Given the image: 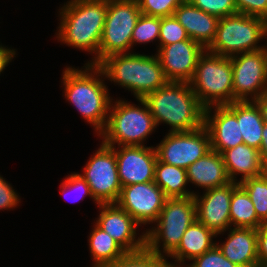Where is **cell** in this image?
I'll return each mask as SVG.
<instances>
[{
  "instance_id": "cell-1",
  "label": "cell",
  "mask_w": 267,
  "mask_h": 267,
  "mask_svg": "<svg viewBox=\"0 0 267 267\" xmlns=\"http://www.w3.org/2000/svg\"><path fill=\"white\" fill-rule=\"evenodd\" d=\"M85 65L84 70L75 67L64 69V95L82 117L94 126L98 135L106 127L112 99L108 87L103 83L104 73L101 68L90 63Z\"/></svg>"
},
{
  "instance_id": "cell-2",
  "label": "cell",
  "mask_w": 267,
  "mask_h": 267,
  "mask_svg": "<svg viewBox=\"0 0 267 267\" xmlns=\"http://www.w3.org/2000/svg\"><path fill=\"white\" fill-rule=\"evenodd\" d=\"M108 0H71L59 9L58 40L94 53L90 64L98 65L99 45L103 34Z\"/></svg>"
},
{
  "instance_id": "cell-3",
  "label": "cell",
  "mask_w": 267,
  "mask_h": 267,
  "mask_svg": "<svg viewBox=\"0 0 267 267\" xmlns=\"http://www.w3.org/2000/svg\"><path fill=\"white\" fill-rule=\"evenodd\" d=\"M146 101L156 127L171 126L169 132H187L204 125L205 108L200 104L189 83L167 82L148 94Z\"/></svg>"
},
{
  "instance_id": "cell-4",
  "label": "cell",
  "mask_w": 267,
  "mask_h": 267,
  "mask_svg": "<svg viewBox=\"0 0 267 267\" xmlns=\"http://www.w3.org/2000/svg\"><path fill=\"white\" fill-rule=\"evenodd\" d=\"M98 66L104 78L133 91L136 99H144L168 82L157 54H115L103 59Z\"/></svg>"
},
{
  "instance_id": "cell-5",
  "label": "cell",
  "mask_w": 267,
  "mask_h": 267,
  "mask_svg": "<svg viewBox=\"0 0 267 267\" xmlns=\"http://www.w3.org/2000/svg\"><path fill=\"white\" fill-rule=\"evenodd\" d=\"M137 100L142 108L120 99L115 104L111 101L106 127L98 135L105 145L144 146L143 141L156 129V124L146 101Z\"/></svg>"
},
{
  "instance_id": "cell-6",
  "label": "cell",
  "mask_w": 267,
  "mask_h": 267,
  "mask_svg": "<svg viewBox=\"0 0 267 267\" xmlns=\"http://www.w3.org/2000/svg\"><path fill=\"white\" fill-rule=\"evenodd\" d=\"M189 85L205 109L232 103L233 71L231 58L205 50L198 58Z\"/></svg>"
},
{
  "instance_id": "cell-7",
  "label": "cell",
  "mask_w": 267,
  "mask_h": 267,
  "mask_svg": "<svg viewBox=\"0 0 267 267\" xmlns=\"http://www.w3.org/2000/svg\"><path fill=\"white\" fill-rule=\"evenodd\" d=\"M195 220L194 196L167 198L158 219L154 222L157 226L145 231L146 247L157 256L169 257L179 246L186 229ZM160 241L163 242V252L160 250Z\"/></svg>"
},
{
  "instance_id": "cell-8",
  "label": "cell",
  "mask_w": 267,
  "mask_h": 267,
  "mask_svg": "<svg viewBox=\"0 0 267 267\" xmlns=\"http://www.w3.org/2000/svg\"><path fill=\"white\" fill-rule=\"evenodd\" d=\"M263 38H267V20L237 13L219 18L214 41L206 50L216 55L231 57L267 47L257 45Z\"/></svg>"
},
{
  "instance_id": "cell-9",
  "label": "cell",
  "mask_w": 267,
  "mask_h": 267,
  "mask_svg": "<svg viewBox=\"0 0 267 267\" xmlns=\"http://www.w3.org/2000/svg\"><path fill=\"white\" fill-rule=\"evenodd\" d=\"M141 14L137 0H108L98 64L111 55L130 53L132 33Z\"/></svg>"
},
{
  "instance_id": "cell-10",
  "label": "cell",
  "mask_w": 267,
  "mask_h": 267,
  "mask_svg": "<svg viewBox=\"0 0 267 267\" xmlns=\"http://www.w3.org/2000/svg\"><path fill=\"white\" fill-rule=\"evenodd\" d=\"M81 175L88 183L97 205L116 203L121 192L115 151L103 142Z\"/></svg>"
},
{
  "instance_id": "cell-11",
  "label": "cell",
  "mask_w": 267,
  "mask_h": 267,
  "mask_svg": "<svg viewBox=\"0 0 267 267\" xmlns=\"http://www.w3.org/2000/svg\"><path fill=\"white\" fill-rule=\"evenodd\" d=\"M230 58L233 71V102L250 99L253 101L267 90V47Z\"/></svg>"
},
{
  "instance_id": "cell-12",
  "label": "cell",
  "mask_w": 267,
  "mask_h": 267,
  "mask_svg": "<svg viewBox=\"0 0 267 267\" xmlns=\"http://www.w3.org/2000/svg\"><path fill=\"white\" fill-rule=\"evenodd\" d=\"M160 162L187 169L211 151L208 130L202 127L187 132H169L155 147Z\"/></svg>"
},
{
  "instance_id": "cell-13",
  "label": "cell",
  "mask_w": 267,
  "mask_h": 267,
  "mask_svg": "<svg viewBox=\"0 0 267 267\" xmlns=\"http://www.w3.org/2000/svg\"><path fill=\"white\" fill-rule=\"evenodd\" d=\"M166 199L162 189L151 181L123 186L116 204L141 226L158 219Z\"/></svg>"
},
{
  "instance_id": "cell-14",
  "label": "cell",
  "mask_w": 267,
  "mask_h": 267,
  "mask_svg": "<svg viewBox=\"0 0 267 267\" xmlns=\"http://www.w3.org/2000/svg\"><path fill=\"white\" fill-rule=\"evenodd\" d=\"M206 49L192 39L159 47L157 56L168 82L189 83L194 75L198 58Z\"/></svg>"
},
{
  "instance_id": "cell-15",
  "label": "cell",
  "mask_w": 267,
  "mask_h": 267,
  "mask_svg": "<svg viewBox=\"0 0 267 267\" xmlns=\"http://www.w3.org/2000/svg\"><path fill=\"white\" fill-rule=\"evenodd\" d=\"M238 185L239 183L230 181L223 186L206 190L202 197L194 193L196 220L216 235L226 232L231 227L230 201L232 192Z\"/></svg>"
},
{
  "instance_id": "cell-16",
  "label": "cell",
  "mask_w": 267,
  "mask_h": 267,
  "mask_svg": "<svg viewBox=\"0 0 267 267\" xmlns=\"http://www.w3.org/2000/svg\"><path fill=\"white\" fill-rule=\"evenodd\" d=\"M116 155L121 186L154 181L157 154L155 147L111 146ZM121 147V148H120Z\"/></svg>"
},
{
  "instance_id": "cell-17",
  "label": "cell",
  "mask_w": 267,
  "mask_h": 267,
  "mask_svg": "<svg viewBox=\"0 0 267 267\" xmlns=\"http://www.w3.org/2000/svg\"><path fill=\"white\" fill-rule=\"evenodd\" d=\"M212 109H214V115L211 113ZM204 126L210 136L211 150L220 154L244 143L240 123L237 121V101L228 105L206 108Z\"/></svg>"
},
{
  "instance_id": "cell-18",
  "label": "cell",
  "mask_w": 267,
  "mask_h": 267,
  "mask_svg": "<svg viewBox=\"0 0 267 267\" xmlns=\"http://www.w3.org/2000/svg\"><path fill=\"white\" fill-rule=\"evenodd\" d=\"M101 209L95 224L108 233L126 252L146 247V233L136 238L139 224L116 203L99 204Z\"/></svg>"
},
{
  "instance_id": "cell-19",
  "label": "cell",
  "mask_w": 267,
  "mask_h": 267,
  "mask_svg": "<svg viewBox=\"0 0 267 267\" xmlns=\"http://www.w3.org/2000/svg\"><path fill=\"white\" fill-rule=\"evenodd\" d=\"M174 17L185 28L190 39L207 49L214 41L219 18L185 0L174 11Z\"/></svg>"
},
{
  "instance_id": "cell-20",
  "label": "cell",
  "mask_w": 267,
  "mask_h": 267,
  "mask_svg": "<svg viewBox=\"0 0 267 267\" xmlns=\"http://www.w3.org/2000/svg\"><path fill=\"white\" fill-rule=\"evenodd\" d=\"M222 244L216 246L222 254L239 267H259L257 229L232 227Z\"/></svg>"
},
{
  "instance_id": "cell-21",
  "label": "cell",
  "mask_w": 267,
  "mask_h": 267,
  "mask_svg": "<svg viewBox=\"0 0 267 267\" xmlns=\"http://www.w3.org/2000/svg\"><path fill=\"white\" fill-rule=\"evenodd\" d=\"M221 155L231 182L240 183L248 178L261 176L267 171L259 150L244 143L223 151ZM239 173L242 175L240 181L236 177Z\"/></svg>"
},
{
  "instance_id": "cell-22",
  "label": "cell",
  "mask_w": 267,
  "mask_h": 267,
  "mask_svg": "<svg viewBox=\"0 0 267 267\" xmlns=\"http://www.w3.org/2000/svg\"><path fill=\"white\" fill-rule=\"evenodd\" d=\"M214 236L217 237L212 230L195 220L184 232L177 249L169 256L178 264L168 262L169 267H183L185 260L191 261L212 249L216 245L212 240Z\"/></svg>"
},
{
  "instance_id": "cell-23",
  "label": "cell",
  "mask_w": 267,
  "mask_h": 267,
  "mask_svg": "<svg viewBox=\"0 0 267 267\" xmlns=\"http://www.w3.org/2000/svg\"><path fill=\"white\" fill-rule=\"evenodd\" d=\"M186 171L188 183L205 188V191L230 182L222 155L213 150L192 163Z\"/></svg>"
},
{
  "instance_id": "cell-24",
  "label": "cell",
  "mask_w": 267,
  "mask_h": 267,
  "mask_svg": "<svg viewBox=\"0 0 267 267\" xmlns=\"http://www.w3.org/2000/svg\"><path fill=\"white\" fill-rule=\"evenodd\" d=\"M154 182L162 189L167 198H186L194 196L188 191L187 171L184 168L160 162L157 159Z\"/></svg>"
},
{
  "instance_id": "cell-25",
  "label": "cell",
  "mask_w": 267,
  "mask_h": 267,
  "mask_svg": "<svg viewBox=\"0 0 267 267\" xmlns=\"http://www.w3.org/2000/svg\"><path fill=\"white\" fill-rule=\"evenodd\" d=\"M237 121L244 144L259 150L265 122L253 101H237Z\"/></svg>"
},
{
  "instance_id": "cell-26",
  "label": "cell",
  "mask_w": 267,
  "mask_h": 267,
  "mask_svg": "<svg viewBox=\"0 0 267 267\" xmlns=\"http://www.w3.org/2000/svg\"><path fill=\"white\" fill-rule=\"evenodd\" d=\"M88 241L89 250L95 262L92 267H102L112 263L126 253L108 233L96 224L90 233Z\"/></svg>"
},
{
  "instance_id": "cell-27",
  "label": "cell",
  "mask_w": 267,
  "mask_h": 267,
  "mask_svg": "<svg viewBox=\"0 0 267 267\" xmlns=\"http://www.w3.org/2000/svg\"><path fill=\"white\" fill-rule=\"evenodd\" d=\"M230 224L234 227L258 229L263 222L257 217L254 205L239 184L232 192L230 201Z\"/></svg>"
},
{
  "instance_id": "cell-28",
  "label": "cell",
  "mask_w": 267,
  "mask_h": 267,
  "mask_svg": "<svg viewBox=\"0 0 267 267\" xmlns=\"http://www.w3.org/2000/svg\"><path fill=\"white\" fill-rule=\"evenodd\" d=\"M248 193L262 222H267V171L258 177H252L239 183Z\"/></svg>"
},
{
  "instance_id": "cell-29",
  "label": "cell",
  "mask_w": 267,
  "mask_h": 267,
  "mask_svg": "<svg viewBox=\"0 0 267 267\" xmlns=\"http://www.w3.org/2000/svg\"><path fill=\"white\" fill-rule=\"evenodd\" d=\"M102 267H169V265L166 258L157 256L145 247L135 252H126L114 262Z\"/></svg>"
},
{
  "instance_id": "cell-30",
  "label": "cell",
  "mask_w": 267,
  "mask_h": 267,
  "mask_svg": "<svg viewBox=\"0 0 267 267\" xmlns=\"http://www.w3.org/2000/svg\"><path fill=\"white\" fill-rule=\"evenodd\" d=\"M160 17L141 14L132 33V47L136 43L159 41Z\"/></svg>"
},
{
  "instance_id": "cell-31",
  "label": "cell",
  "mask_w": 267,
  "mask_h": 267,
  "mask_svg": "<svg viewBox=\"0 0 267 267\" xmlns=\"http://www.w3.org/2000/svg\"><path fill=\"white\" fill-rule=\"evenodd\" d=\"M190 39L185 28L176 20L174 15L160 17L159 45L163 47L175 42Z\"/></svg>"
},
{
  "instance_id": "cell-32",
  "label": "cell",
  "mask_w": 267,
  "mask_h": 267,
  "mask_svg": "<svg viewBox=\"0 0 267 267\" xmlns=\"http://www.w3.org/2000/svg\"><path fill=\"white\" fill-rule=\"evenodd\" d=\"M139 9L143 15L154 17H166L174 14V11L185 0H137Z\"/></svg>"
},
{
  "instance_id": "cell-33",
  "label": "cell",
  "mask_w": 267,
  "mask_h": 267,
  "mask_svg": "<svg viewBox=\"0 0 267 267\" xmlns=\"http://www.w3.org/2000/svg\"><path fill=\"white\" fill-rule=\"evenodd\" d=\"M202 11L223 18L237 14L235 0H189Z\"/></svg>"
},
{
  "instance_id": "cell-34",
  "label": "cell",
  "mask_w": 267,
  "mask_h": 267,
  "mask_svg": "<svg viewBox=\"0 0 267 267\" xmlns=\"http://www.w3.org/2000/svg\"><path fill=\"white\" fill-rule=\"evenodd\" d=\"M186 267H239L229 261L215 245L209 251H206L201 256L192 260L190 265Z\"/></svg>"
},
{
  "instance_id": "cell-35",
  "label": "cell",
  "mask_w": 267,
  "mask_h": 267,
  "mask_svg": "<svg viewBox=\"0 0 267 267\" xmlns=\"http://www.w3.org/2000/svg\"><path fill=\"white\" fill-rule=\"evenodd\" d=\"M60 187L62 189V194H64L65 198L67 197L66 194L68 195V193H71L73 191L76 193L74 194L77 196L75 197V199L77 198L76 201L83 199L84 195H89L92 199H94L88 183L81 175H79V173L74 172L70 174L68 177L65 178ZM75 199L73 200L74 202ZM69 200L71 201V199Z\"/></svg>"
},
{
  "instance_id": "cell-36",
  "label": "cell",
  "mask_w": 267,
  "mask_h": 267,
  "mask_svg": "<svg viewBox=\"0 0 267 267\" xmlns=\"http://www.w3.org/2000/svg\"><path fill=\"white\" fill-rule=\"evenodd\" d=\"M237 13L267 20V0H235Z\"/></svg>"
},
{
  "instance_id": "cell-37",
  "label": "cell",
  "mask_w": 267,
  "mask_h": 267,
  "mask_svg": "<svg viewBox=\"0 0 267 267\" xmlns=\"http://www.w3.org/2000/svg\"><path fill=\"white\" fill-rule=\"evenodd\" d=\"M19 200V195L14 191L11 184L0 176V210H10L17 207Z\"/></svg>"
},
{
  "instance_id": "cell-38",
  "label": "cell",
  "mask_w": 267,
  "mask_h": 267,
  "mask_svg": "<svg viewBox=\"0 0 267 267\" xmlns=\"http://www.w3.org/2000/svg\"><path fill=\"white\" fill-rule=\"evenodd\" d=\"M257 250L259 266L267 263V222L257 229Z\"/></svg>"
},
{
  "instance_id": "cell-39",
  "label": "cell",
  "mask_w": 267,
  "mask_h": 267,
  "mask_svg": "<svg viewBox=\"0 0 267 267\" xmlns=\"http://www.w3.org/2000/svg\"><path fill=\"white\" fill-rule=\"evenodd\" d=\"M3 45H0V74L3 72L6 66H8V63L11 62L13 57H15L16 51L15 49H10L6 47H2Z\"/></svg>"
},
{
  "instance_id": "cell-40",
  "label": "cell",
  "mask_w": 267,
  "mask_h": 267,
  "mask_svg": "<svg viewBox=\"0 0 267 267\" xmlns=\"http://www.w3.org/2000/svg\"><path fill=\"white\" fill-rule=\"evenodd\" d=\"M253 102L259 108L264 122H267V90L264 91L258 98L254 99Z\"/></svg>"
},
{
  "instance_id": "cell-41",
  "label": "cell",
  "mask_w": 267,
  "mask_h": 267,
  "mask_svg": "<svg viewBox=\"0 0 267 267\" xmlns=\"http://www.w3.org/2000/svg\"><path fill=\"white\" fill-rule=\"evenodd\" d=\"M259 154L262 162L267 166V122L264 123L262 130V141L259 149Z\"/></svg>"
},
{
  "instance_id": "cell-42",
  "label": "cell",
  "mask_w": 267,
  "mask_h": 267,
  "mask_svg": "<svg viewBox=\"0 0 267 267\" xmlns=\"http://www.w3.org/2000/svg\"><path fill=\"white\" fill-rule=\"evenodd\" d=\"M259 267H267V263L261 264Z\"/></svg>"
}]
</instances>
